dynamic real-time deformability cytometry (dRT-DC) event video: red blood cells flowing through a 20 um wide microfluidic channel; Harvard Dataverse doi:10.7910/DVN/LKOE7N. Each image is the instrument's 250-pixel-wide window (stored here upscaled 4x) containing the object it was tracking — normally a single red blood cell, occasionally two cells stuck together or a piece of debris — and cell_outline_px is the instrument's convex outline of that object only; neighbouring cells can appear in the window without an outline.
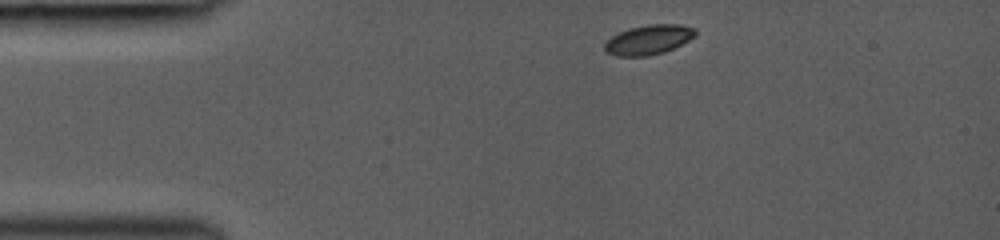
{"species": "common noctule bat (a hibernating species)", "species_latin": "Nyctalus noctula", "temperature_condition": "room temperature", "stored_images_in_passage": 5, "camera_frame_rate_fps": 3000, "um_per_image_px": 0.085, "animal": {"sex": "female", "body_mass_g": 19.0, "forearm_length_mm": 53.3}, "frame": {"image": 1, "passage_image": 1, "time_ms": 0.0, "image_size_px": [1000, 240], "cell_outline_px": [[696, 36], [664, 52], [648, 56], [616, 56], [604, 52], [604, 44], [612, 36], [628, 28], [648, 24], [680, 24], [696, 28]], "centroid_in_image_um": [55.12, 3.37], "position_along_channel_um": 29.9, "area_um2": 15.72}}
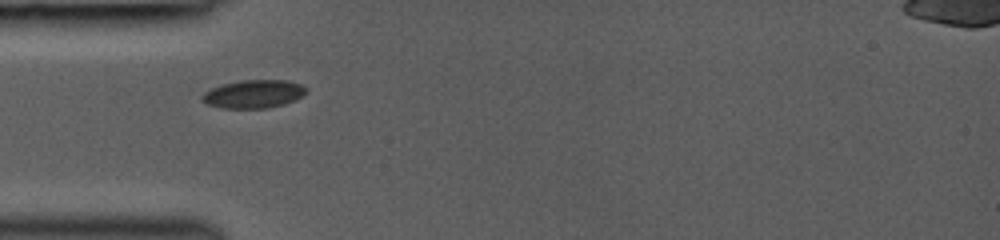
{"frame": {"image": 2, "passage_image": 3, "time_ms": 2.0, "image_size_px": [1000, 240], "cell_outline_px": [[308, 88], [296, 100], [284, 104], [268, 108], [220, 108], [208, 104], [200, 100], [200, 96], [204, 92], [212, 88], [224, 84], [240, 80], [288, 80], [300, 84]], "centroid_in_image_um": [21.53, 7.99], "position_along_channel_um": 63.5, "area_um2": 17.11}}
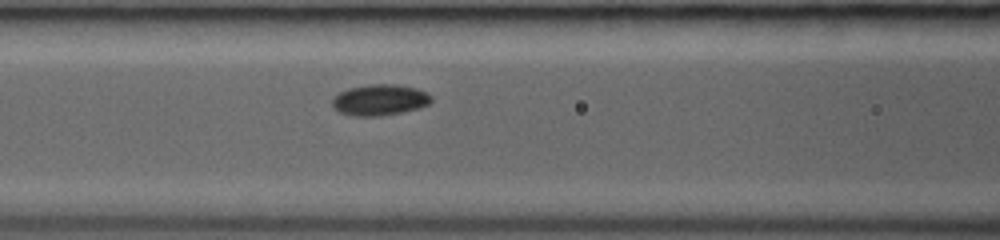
{"frame": {"image": 3, "passage_image": 5, "time_ms": 3.667, "image_size_px": [1000, 240], "cell_outline_px": [[432, 100], [428, 104], [420, 108], [404, 112], [380, 116], [352, 116], [340, 112], [332, 104], [332, 96], [348, 88], [372, 84], [400, 84], [416, 88], [428, 92], [432, 96]], "centroid_in_image_um": [32.31, 8.49], "position_along_channel_um": 134.3, "area_um2": 18.15}}